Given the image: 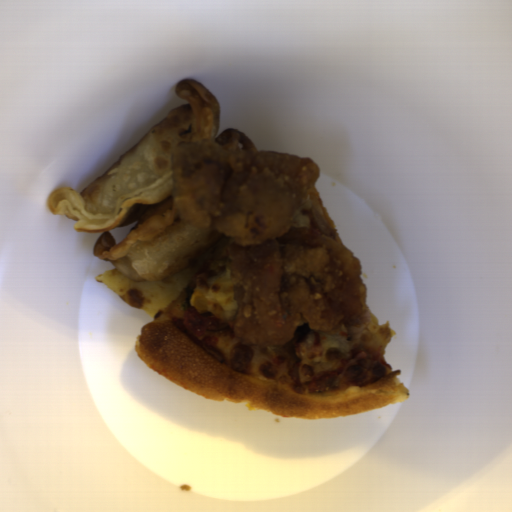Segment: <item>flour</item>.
I'll return each mask as SVG.
<instances>
[{"label": "flour", "instance_id": "1", "mask_svg": "<svg viewBox=\"0 0 512 512\" xmlns=\"http://www.w3.org/2000/svg\"><path fill=\"white\" fill-rule=\"evenodd\" d=\"M174 91L187 102L170 111L101 177L81 193L60 187L47 199L54 215L76 221V233L101 234L92 248L93 256L106 260L135 283L183 272L228 236L180 220L173 203L174 146L213 139L233 151L258 152L241 130L226 129L218 135L221 108L202 83L180 80ZM132 223L125 240L116 244L109 231Z\"/></svg>", "mask_w": 512, "mask_h": 512}]
</instances>
